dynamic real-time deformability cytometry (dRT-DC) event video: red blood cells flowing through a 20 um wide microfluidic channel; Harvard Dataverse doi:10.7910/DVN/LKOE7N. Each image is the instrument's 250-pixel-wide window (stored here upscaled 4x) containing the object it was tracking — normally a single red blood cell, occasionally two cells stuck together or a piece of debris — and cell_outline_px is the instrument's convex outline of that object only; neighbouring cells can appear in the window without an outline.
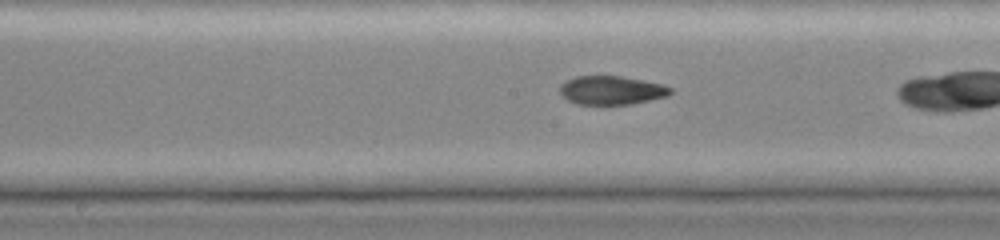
{"species": "common noctule bat (a hibernating species)", "species_latin": "Nyctalus noctula", "temperature_condition": "cold", "stored_images_in_passage": 27, "camera_frame_rate_fps": 3000, "um_per_image_px": 0.085, "animal": {"sex": "female", "body_mass_g": 19.0, "forearm_length_mm": 51.5}, "frame": {"image": 1, "passage_image": 12, "time_ms": 3.667, "image_size_px": [1000, 240], "cell_outline_px": [[672, 92], [668, 96], [632, 104], [576, 104], [560, 96], [560, 84], [576, 76], [620, 76], [664, 84], [672, 88]], "centroid_in_image_um": [51.98, 7.67], "position_along_channel_um": 196.2, "area_um2": 18.55}}